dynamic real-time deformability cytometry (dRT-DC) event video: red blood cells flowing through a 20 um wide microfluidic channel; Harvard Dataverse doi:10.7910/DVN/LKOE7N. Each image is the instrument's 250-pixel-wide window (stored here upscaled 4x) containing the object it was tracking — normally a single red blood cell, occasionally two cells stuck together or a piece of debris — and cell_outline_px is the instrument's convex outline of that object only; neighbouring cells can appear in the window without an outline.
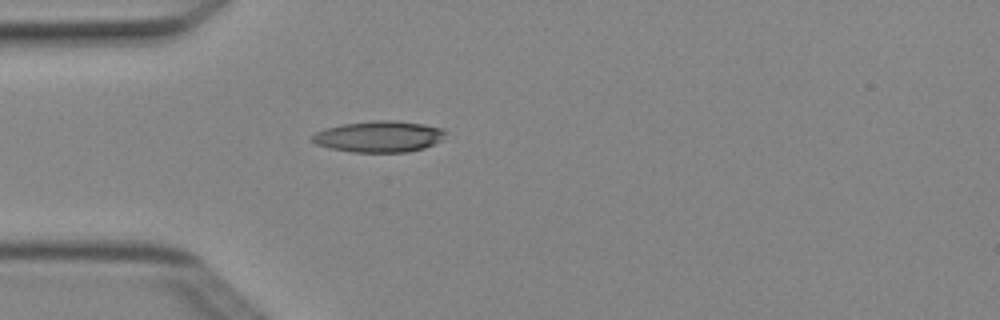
{"species": "Egyptian fruit bat (a non-hibernating species)", "species_latin": "Rousettus aegyptiacus", "temperature_condition": "cold", "stored_images_in_passage": 1, "camera_frame_rate_fps": 3000, "um_per_image_px": 0.085, "animal": {"sex": "female"}, "frame": {"image": 1, "passage_image": 1, "time_ms": 0.0, "image_size_px": [1000, 320], "cell_outline_px": [[444, 132], [440, 140], [424, 148], [408, 152], [352, 152], [332, 148], [316, 144], [312, 140], [312, 136], [316, 132], [324, 128], [344, 124], [376, 120], [396, 120], [424, 124], [444, 128]], "centroid_in_image_um": [32.21, 11.6], "position_along_channel_um": 52.8, "area_um2": 24.04}}